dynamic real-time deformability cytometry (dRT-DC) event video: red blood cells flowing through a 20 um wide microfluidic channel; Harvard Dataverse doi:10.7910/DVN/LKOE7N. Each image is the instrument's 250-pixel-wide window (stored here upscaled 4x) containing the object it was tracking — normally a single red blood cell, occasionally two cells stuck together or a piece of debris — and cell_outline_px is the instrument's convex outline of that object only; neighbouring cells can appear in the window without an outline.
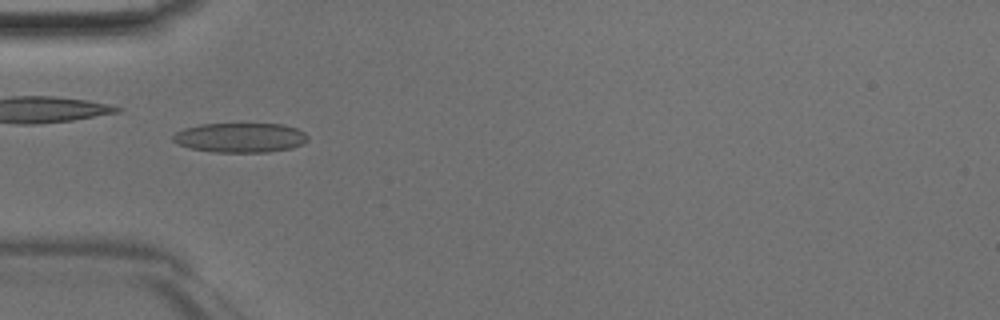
{"species": "Egyptian fruit bat (a non-hibernating species)", "species_latin": "Rousettus aegyptiacus", "temperature_condition": "room temperature", "stored_images_in_passage": 45, "camera_frame_rate_fps": 3000, "um_per_image_px": 0.085, "animal": {"sex": "male"}, "frame": {"image": 1, "passage_image": 14, "time_ms": 4.333, "image_size_px": [1000, 320], "cell_outline_px": [[308, 140], [292, 148], [268, 152], [216, 152], [192, 148], [176, 144], [172, 140], [172, 136], [176, 132], [184, 128], [200, 124], [280, 124], [296, 128], [304, 132], [308, 136]], "centroid_in_image_um": [20.4, 11.7], "position_along_channel_um": 64.6, "area_um2": 23.18}}